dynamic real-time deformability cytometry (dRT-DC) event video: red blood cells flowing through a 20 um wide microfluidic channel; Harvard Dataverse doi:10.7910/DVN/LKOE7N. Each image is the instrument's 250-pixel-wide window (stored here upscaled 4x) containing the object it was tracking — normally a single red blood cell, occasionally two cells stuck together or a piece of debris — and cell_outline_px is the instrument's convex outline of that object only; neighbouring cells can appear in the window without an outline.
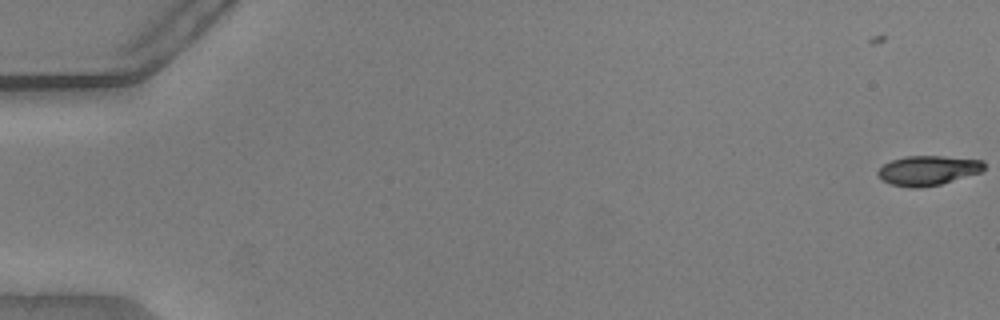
{"species": "common noctule bat (a hibernating species)", "species_latin": "Nyctalus noctula", "temperature_condition": "warm", "stored_images_in_passage": 5, "camera_frame_rate_fps": 3000, "um_per_image_px": 0.085, "animal": {"sex": "male", "body_mass_g": 20.5, "forearm_length_mm": 52.5}, "frame": {"image": 1, "passage_image": 5, "time_ms": 1.333, "image_size_px": [1000, 320], "cell_outline_px": [[984, 168], [980, 172], [940, 184], [916, 188], [908, 188], [892, 184], [880, 180], [876, 172], [884, 164], [892, 160], [908, 156], [944, 156], [984, 160]], "centroid_in_image_um": [78.85, 14.48], "position_along_channel_um": 6.2, "area_um2": 18.26}}